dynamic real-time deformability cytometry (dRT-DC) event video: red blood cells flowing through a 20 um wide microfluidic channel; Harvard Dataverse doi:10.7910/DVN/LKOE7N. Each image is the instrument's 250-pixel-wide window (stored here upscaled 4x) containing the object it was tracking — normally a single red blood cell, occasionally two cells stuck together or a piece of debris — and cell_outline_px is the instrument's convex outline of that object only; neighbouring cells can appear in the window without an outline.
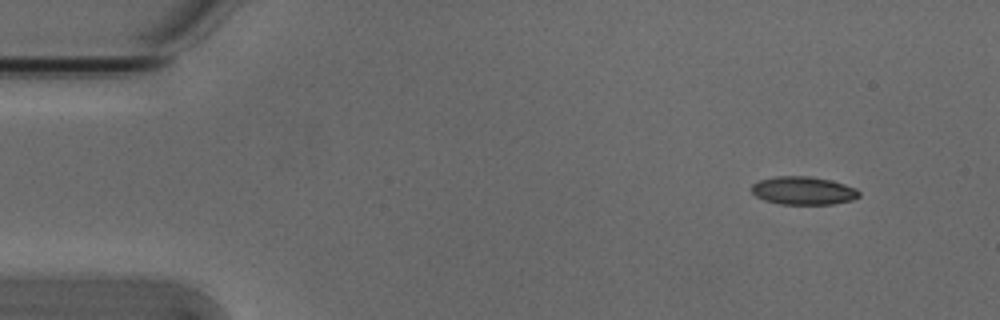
{"species": "Egyptian fruit bat (a non-hibernating species)", "species_latin": "Rousettus aegyptiacus", "temperature_condition": "cold", "stored_images_in_passage": 5, "camera_frame_rate_fps": 3000, "um_per_image_px": 0.085, "animal": {"sex": "male"}, "frame": {"image": 1, "passage_image": 1, "time_ms": 0.0, "image_size_px": [1000, 320], "cell_outline_px": [[860, 196], [852, 200], [832, 204], [780, 204], [764, 200], [756, 196], [752, 192], [752, 184], [760, 180], [776, 176], [808, 176], [832, 180], [856, 188], [860, 192]], "centroid_in_image_um": [68.29, 16.2], "position_along_channel_um": 16.7, "area_um2": 17.63}}
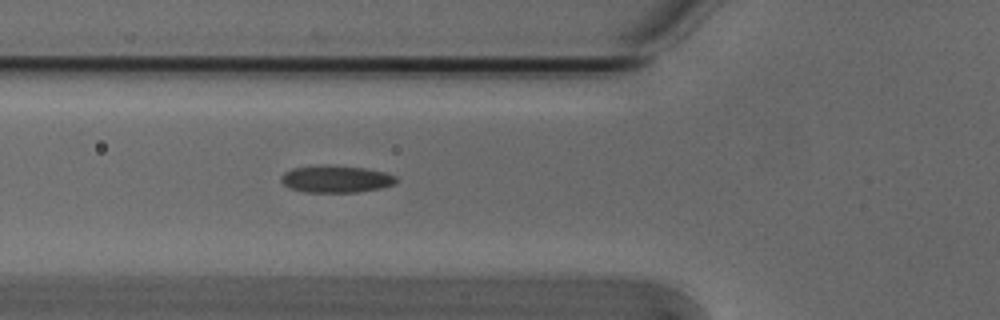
{"frame": {"image": 2, "passage_image": 5, "time_ms": 1.333, "image_size_px": [1000, 320], "cell_outline_px": [[396, 184], [380, 188], [356, 192], [304, 192], [288, 188], [280, 180], [280, 176], [284, 172], [292, 168], [324, 164], [364, 168], [384, 172], [396, 176]], "centroid_in_image_um": [28.51, 15.21], "position_along_channel_um": 97.3, "area_um2": 18.32}}